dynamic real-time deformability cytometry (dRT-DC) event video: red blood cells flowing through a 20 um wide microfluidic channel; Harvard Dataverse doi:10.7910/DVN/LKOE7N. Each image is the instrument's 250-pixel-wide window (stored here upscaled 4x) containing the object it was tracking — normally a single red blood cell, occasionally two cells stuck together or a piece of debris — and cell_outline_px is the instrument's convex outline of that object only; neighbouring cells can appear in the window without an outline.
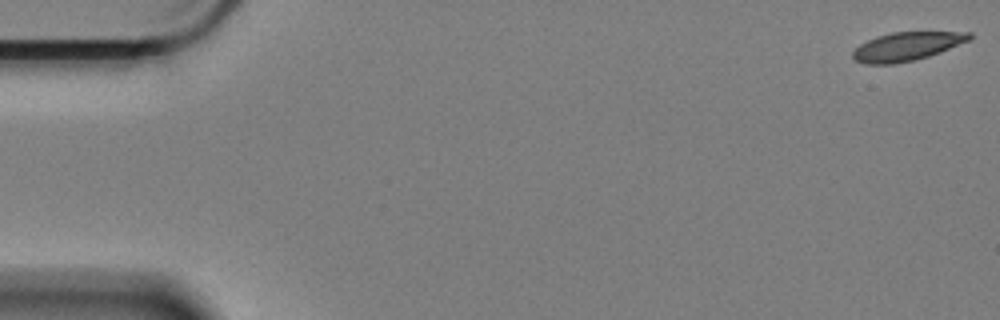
{"species": "Egyptian fruit bat (a non-hibernating species)", "species_latin": "Rousettus aegyptiacus", "temperature_condition": "cold", "stored_images_in_passage": 59, "camera_frame_rate_fps": 3000, "um_per_image_px": 0.085, "animal": {"sex": "female"}, "frame": {"image": 1, "passage_image": 1, "time_ms": 0.0, "image_size_px": [1000, 320], "cell_outline_px": [[972, 40], [940, 52], [928, 56], [912, 60], [892, 64], [864, 64], [856, 60], [852, 56], [852, 52], [860, 44], [876, 36], [892, 32], [972, 32]], "centroid_in_image_um": [77.1, 3.94], "position_along_channel_um": 7.9, "area_um2": 19.36}}
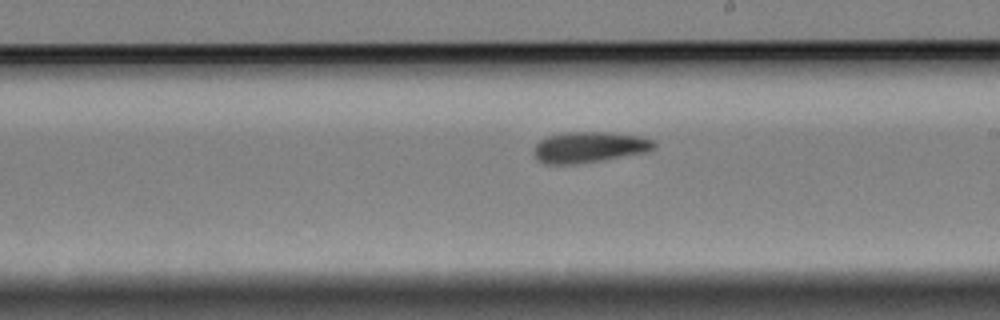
{"frame": {"image": 2, "passage_image": 34, "time_ms": 11.0, "image_size_px": [1000, 320], "cell_outline_px": [[656, 148], [648, 152], [576, 164], [544, 164], [536, 160], [532, 152], [536, 144], [540, 140], [548, 136], [560, 132], [612, 132], [640, 136], [652, 140], [656, 144]], "centroid_in_image_um": [50.06, 12.5], "position_along_channel_um": 238.9, "area_um2": 21.91}}
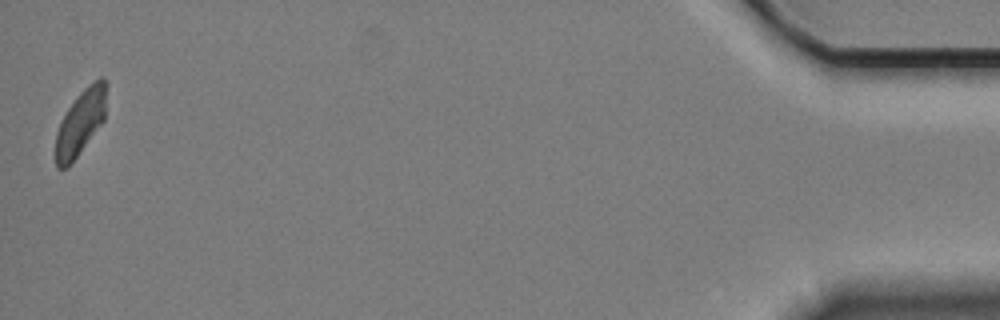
{"frame": {"image": 3, "passage_image": 59, "time_ms": 19.333, "image_size_px": [1000, 320], "cell_outline_px": [[108, 84], [104, 120], [68, 168], [56, 168], [56, 132], [60, 120], [76, 96], [88, 84], [100, 76], [104, 76]], "centroid_in_image_um": [6.87, 10.35], "position_along_channel_um": 428.3, "area_um2": 19.59}, "authors_computed_cell_mechanics": {"area_um2": 20.8658, "velocity_mm_per_s": 3.3555, "shape_relaxation_time_tau1_ms": null, "shape_relaxation_time_tau2_ms": 4.8286, "deformation_change_tau1": null, "deformation_change_tau2": 0.1109}}